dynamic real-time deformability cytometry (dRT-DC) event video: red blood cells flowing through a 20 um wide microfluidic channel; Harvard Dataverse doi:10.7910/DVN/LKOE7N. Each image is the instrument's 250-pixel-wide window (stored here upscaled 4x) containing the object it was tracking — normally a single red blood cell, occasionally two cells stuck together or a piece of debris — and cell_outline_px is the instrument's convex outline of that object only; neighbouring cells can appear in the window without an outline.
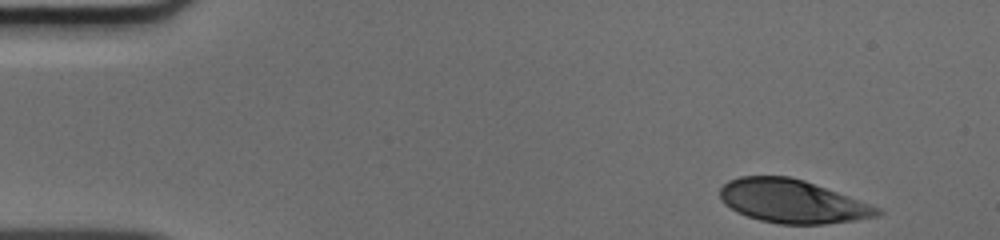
{"species": "human", "species_latin": "Homo sapiens", "temperature_condition": "cold", "stored_images_in_passage": 39, "camera_frame_rate_fps": 3000, "um_per_image_px": 0.085, "donor": {"sex": "male"}, "frame": {"image": 1, "passage_image": 1, "time_ms": 0.0, "image_size_px": [1000, 240], "cell_outline_px": [[884, 212], [880, 216], [856, 220], [824, 224], [780, 224], [760, 220], [736, 212], [724, 204], [720, 200], [720, 188], [728, 180], [740, 176], [788, 176], [804, 180], [848, 196], [880, 208]], "centroid_in_image_um": [67.33, 17.11], "position_along_channel_um": 17.7, "area_um2": 39.71}}
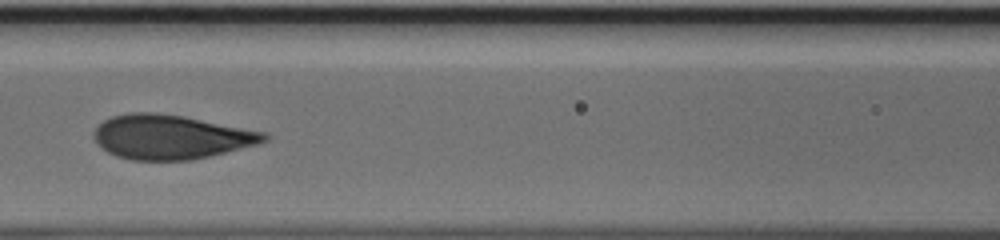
{"frame": {"image": 2, "passage_image": 19, "time_ms": 6.0, "image_size_px": [1000, 240], "cell_outline_px": [[272, 136], [268, 140], [260, 144], [192, 160], [132, 160], [116, 156], [108, 152], [96, 144], [92, 132], [104, 120], [112, 116], [132, 112], [152, 112], [184, 116], [268, 132]], "centroid_in_image_um": [14.56, 11.64], "position_along_channel_um": 152.0, "area_um2": 44.33}}
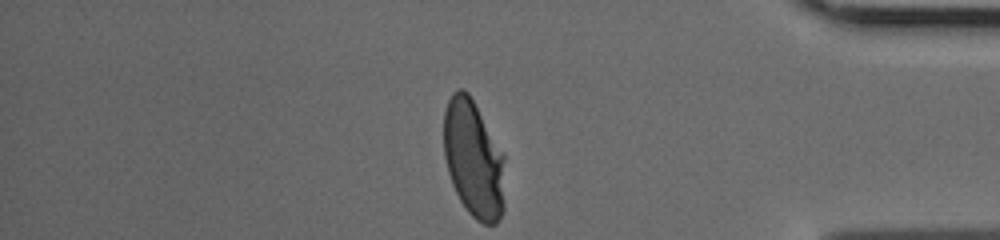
{"frame": {"image": 3, "passage_image": 39, "time_ms": 12.667, "image_size_px": [1000, 240], "cell_outline_px": [[504, 212], [500, 220], [496, 224], [484, 224], [476, 220], [468, 212], [460, 200], [452, 184], [448, 172], [444, 156], [444, 112], [448, 100], [452, 92], [456, 88], [464, 88], [468, 92], [504, 156]], "centroid_in_image_um": [40.25, 13.54], "position_along_channel_um": 395.0, "area_um2": 41.91}}